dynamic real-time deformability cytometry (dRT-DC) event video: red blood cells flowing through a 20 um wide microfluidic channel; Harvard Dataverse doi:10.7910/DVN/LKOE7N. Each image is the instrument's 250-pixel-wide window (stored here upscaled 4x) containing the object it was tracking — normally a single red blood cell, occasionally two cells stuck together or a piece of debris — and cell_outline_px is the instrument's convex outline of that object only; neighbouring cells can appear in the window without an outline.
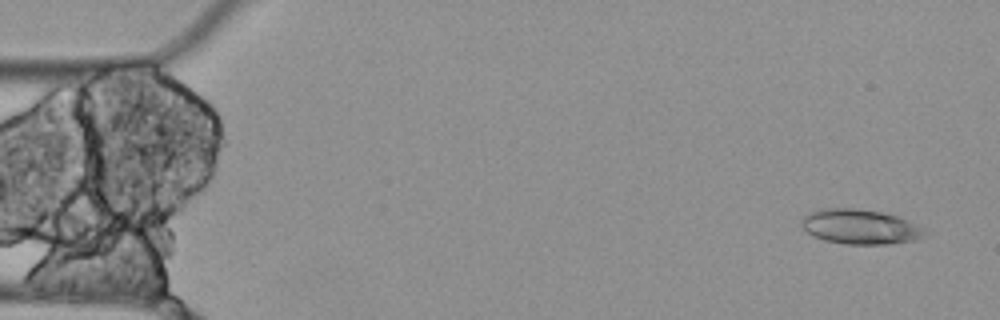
{"species": "Egyptian fruit bat (a non-hibernating species)", "species_latin": "Rousettus aegyptiacus", "temperature_condition": "cold", "stored_images_in_passage": 4, "camera_frame_rate_fps": 3000, "um_per_image_px": 0.085, "animal": {"sex": "female"}, "frame": {"image": 1, "passage_image": 1, "time_ms": 0.0, "image_size_px": [1000, 320], "cell_outline_px": [[928, 236], [912, 240], [888, 244], [844, 244], [824, 240], [812, 236], [800, 224], [800, 220], [804, 216], [820, 208], [852, 208], [880, 212], [896, 216], [916, 224]], "centroid_in_image_um": [73.06, 19.28], "position_along_channel_um": 11.9, "area_um2": 24.74}}
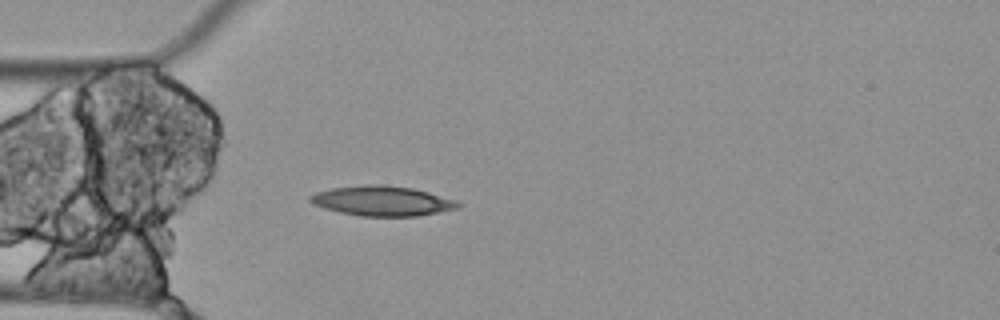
{"frame": {"image": 2, "passage_image": 4, "time_ms": 1.0, "image_size_px": [1000, 320], "cell_outline_px": [[464, 204], [460, 208], [416, 216], [360, 216], [340, 212], [324, 208], [312, 204], [308, 200], [308, 196], [316, 192], [332, 188], [368, 184], [380, 184], [412, 188], [428, 192], [456, 200]], "centroid_in_image_um": [32.49, 17.08], "position_along_channel_um": 52.5, "area_um2": 25.84}}